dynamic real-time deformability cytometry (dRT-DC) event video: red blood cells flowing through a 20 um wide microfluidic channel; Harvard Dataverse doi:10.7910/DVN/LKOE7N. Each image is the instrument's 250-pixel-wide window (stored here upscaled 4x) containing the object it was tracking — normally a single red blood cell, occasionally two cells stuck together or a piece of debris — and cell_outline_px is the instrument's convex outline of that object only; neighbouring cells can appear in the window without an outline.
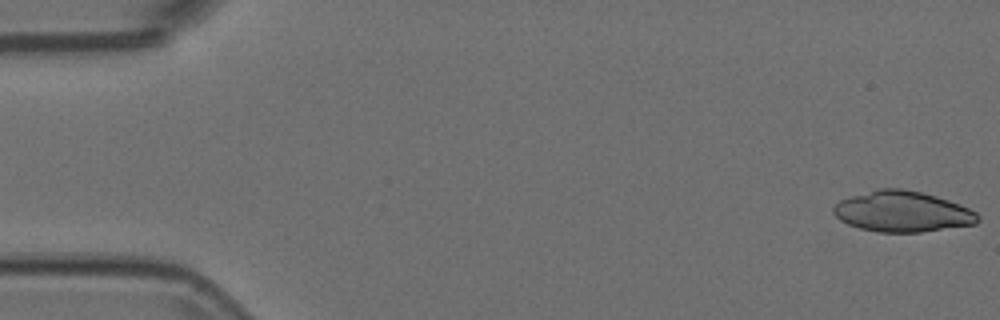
{"species": "Egyptian fruit bat (a non-hibernating species)", "species_latin": "Rousettus aegyptiacus", "temperature_condition": "room temperature", "stored_images_in_passage": 53, "camera_frame_rate_fps": 3000, "um_per_image_px": 0.085, "animal": {"sex": "female"}, "frame": {"image": 1, "passage_image": 1, "time_ms": 0.0, "image_size_px": [1000, 320], "cell_outline_px": [[980, 220], [976, 224], [920, 232], [880, 232], [860, 228], [848, 224], [840, 220], [832, 212], [832, 208], [840, 200], [848, 196], [880, 188], [904, 188], [936, 196], [960, 204], [976, 212], [980, 216]], "centroid_in_image_um": [76.7, 17.98], "position_along_channel_um": 8.3, "area_um2": 34.33}}
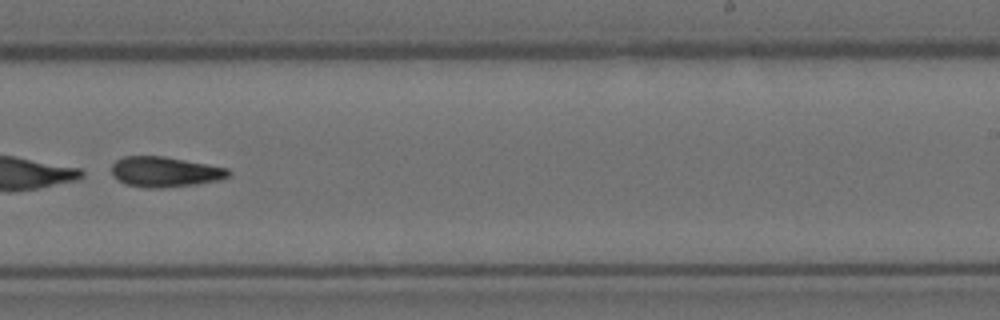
{"frame": {"image": 2, "passage_image": 34, "time_ms": 11.0, "image_size_px": [1000, 320], "cell_outline_px": [[232, 176], [220, 180], [196, 184], [160, 188], [144, 188], [124, 184], [116, 180], [112, 176], [112, 164], [116, 160], [124, 156], [164, 156], [228, 168], [232, 172]], "centroid_in_image_um": [14.02, 14.61], "position_along_channel_um": 275.0, "area_um2": 20.92}}